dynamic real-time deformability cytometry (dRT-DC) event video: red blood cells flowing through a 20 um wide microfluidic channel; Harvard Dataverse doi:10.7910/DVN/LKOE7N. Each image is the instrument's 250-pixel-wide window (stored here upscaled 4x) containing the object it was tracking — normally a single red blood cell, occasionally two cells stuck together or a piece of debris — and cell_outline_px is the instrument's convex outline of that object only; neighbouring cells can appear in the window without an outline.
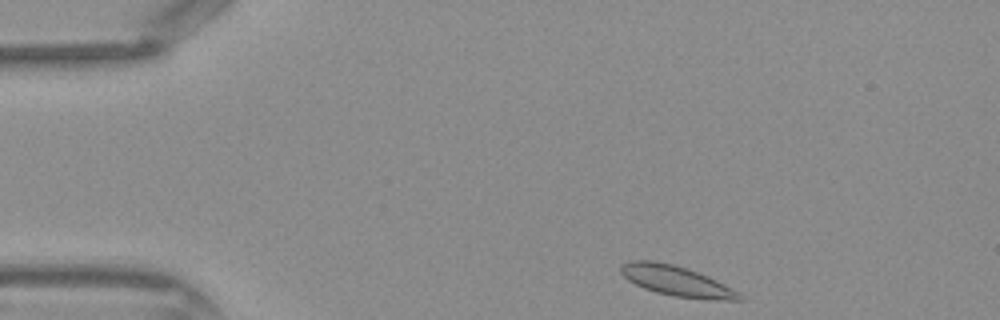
{"species": "Egyptian fruit bat (a non-hibernating species)", "species_latin": "Rousettus aegyptiacus", "temperature_condition": "warm", "stored_images_in_passage": 38, "camera_frame_rate_fps": 3000, "um_per_image_px": 0.085, "frame": {"image": 1, "passage_image": 1, "time_ms": 0.0, "image_size_px": [1000, 320], "cell_outline_px": [[744, 300], [704, 300], [672, 296], [656, 292], [644, 288], [628, 280], [620, 272], [620, 264], [628, 260], [652, 260], [672, 264], [708, 276], [740, 292], [744, 296]], "centroid_in_image_um": [57.52, 23.9], "position_along_channel_um": 27.5, "area_um2": 21.04}}
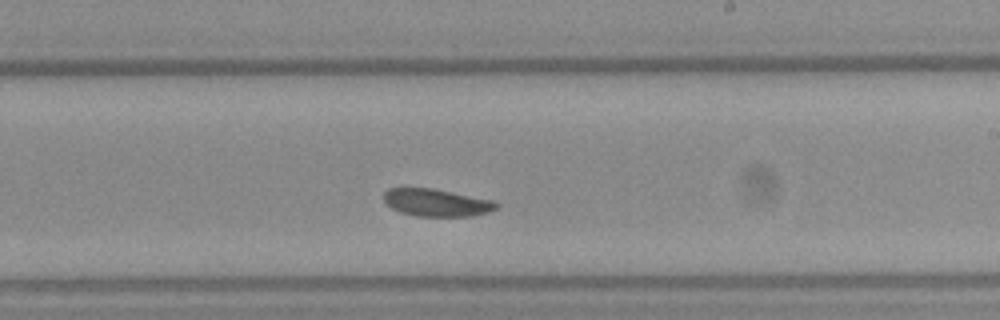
{"frame": {"image": 2, "passage_image": 20, "time_ms": 6.333, "image_size_px": [1000, 320], "cell_outline_px": [[500, 204], [496, 208], [488, 212], [472, 216], [416, 216], [400, 212], [392, 208], [384, 200], [384, 192], [388, 188], [432, 188], [492, 200]], "centroid_in_image_um": [37.1, 17.22], "position_along_channel_um": 251.9, "area_um2": 17.86}}
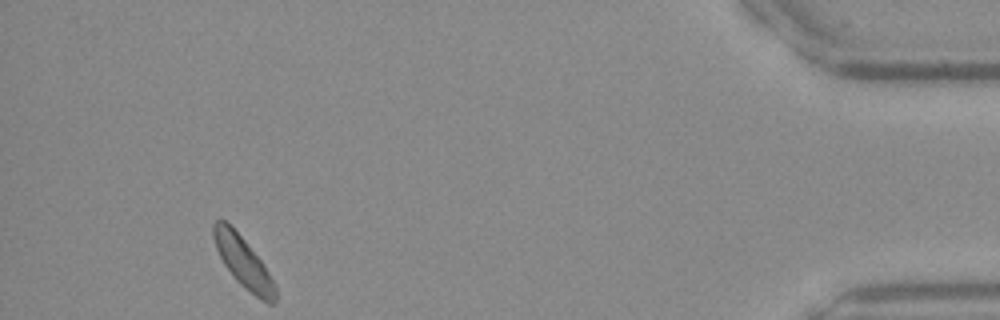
{"frame": {"image": 3, "passage_image": 35, "time_ms": 11.333, "image_size_px": [1000, 320], "cell_outline_px": [[276, 300], [272, 304], [268, 304], [260, 300], [244, 288], [236, 280], [224, 264], [216, 248], [212, 236], [212, 224], [216, 220], [224, 220], [244, 240], [260, 260], [272, 280], [276, 288]], "centroid_in_image_um": [20.66, 22.32], "position_along_channel_um": 414.5, "area_um2": 17.86}}